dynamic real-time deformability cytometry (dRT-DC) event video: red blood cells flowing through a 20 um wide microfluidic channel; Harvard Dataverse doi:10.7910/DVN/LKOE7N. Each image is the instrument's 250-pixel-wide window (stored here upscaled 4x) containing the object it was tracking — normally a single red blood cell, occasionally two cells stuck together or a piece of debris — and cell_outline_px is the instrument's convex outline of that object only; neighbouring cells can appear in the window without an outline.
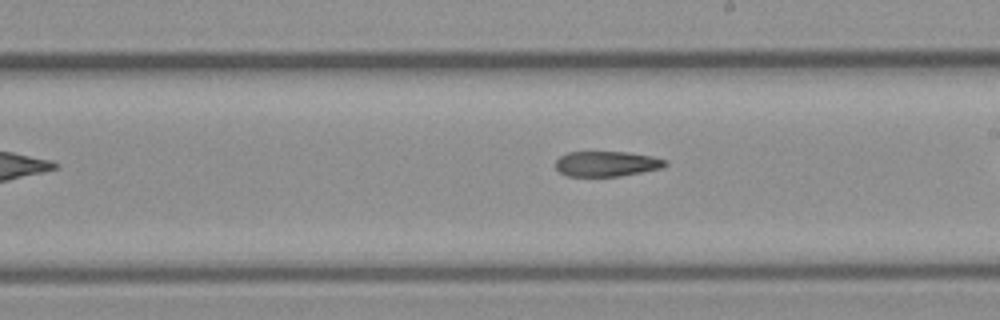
{"species": "common noctule bat (a hibernating species)", "species_latin": "Nyctalus noctula", "temperature_condition": "cold", "stored_images_in_passage": 38, "camera_frame_rate_fps": 3000, "um_per_image_px": 0.085, "animal": {"sex": "female", "body_mass_g": 21.9}, "frame": {"image": 1, "passage_image": 27, "time_ms": 8.667, "image_size_px": [1000, 320], "cell_outline_px": [[668, 164], [664, 168], [620, 176], [568, 176], [560, 172], [556, 168], [556, 160], [560, 156], [568, 152], [628, 152], [652, 156], [668, 160]], "centroid_in_image_um": [51.61, 13.92], "position_along_channel_um": 237.4, "area_um2": 16.24}}